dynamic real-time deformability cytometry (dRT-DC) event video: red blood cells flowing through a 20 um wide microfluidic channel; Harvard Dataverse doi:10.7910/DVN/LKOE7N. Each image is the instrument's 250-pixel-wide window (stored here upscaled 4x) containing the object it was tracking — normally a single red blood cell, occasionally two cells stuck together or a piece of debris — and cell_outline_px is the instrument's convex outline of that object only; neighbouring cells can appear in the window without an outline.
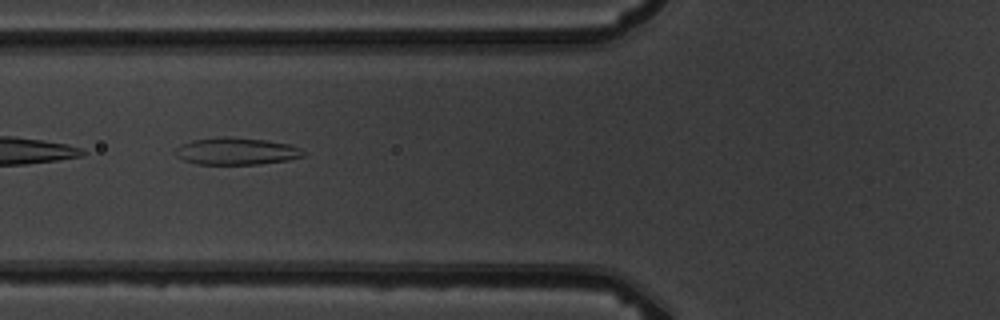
{"species": "common noctule bat (a hibernating species)", "species_latin": "Nyctalus noctula", "temperature_condition": "warm", "stored_images_in_passage": 16, "camera_frame_rate_fps": 3000, "um_per_image_px": 0.085, "animal": {"sex": "male", "body_mass_g": 19.5, "forearm_length_mm": 54.6}, "frame": {"image": 1, "passage_image": 7, "time_ms": 8.0, "image_size_px": [1000, 320], "cell_outline_px": [[308, 152], [304, 156], [288, 160], [260, 164], [196, 164], [184, 160], [176, 156], [172, 152], [180, 144], [192, 140], [220, 136], [228, 136], [264, 140], [288, 144], [300, 148]], "centroid_in_image_um": [20.07, 12.85], "position_along_channel_um": 105.7, "area_um2": 20.46}}
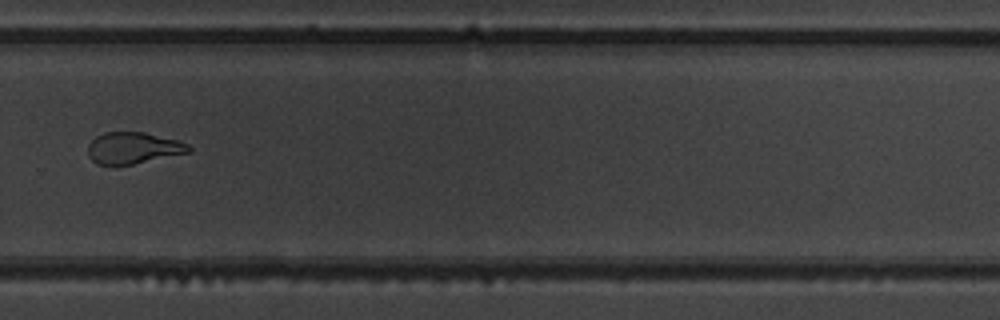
{"frame": {"image": 2, "passage_image": 12, "time_ms": 13.667, "image_size_px": [1000, 320], "cell_outline_px": [[192, 152], [132, 164], [96, 164], [88, 156], [88, 144], [96, 136], [104, 132], [144, 132], [180, 140], [188, 144], [192, 148]], "centroid_in_image_um": [11.35, 12.56], "position_along_channel_um": 318.4, "area_um2": 18.61}}
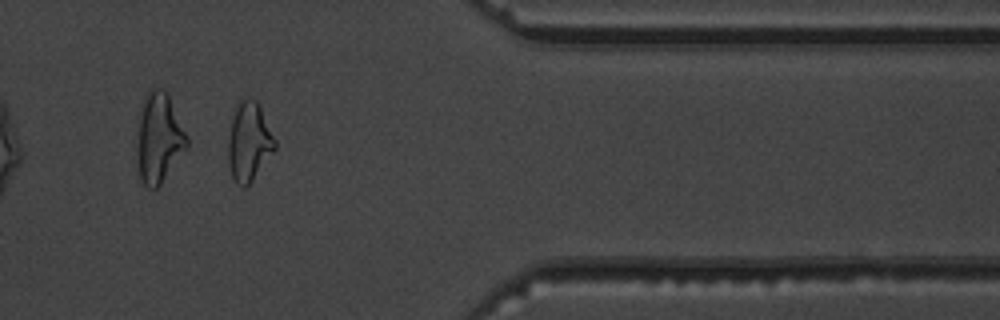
{"frame": {"image": 3, "passage_image": 14, "time_ms": 16.0, "image_size_px": [1000, 320], "cell_outline_px": [[276, 148], [252, 180], [244, 188], [236, 184], [232, 176], [228, 160], [228, 136], [232, 120], [236, 108], [240, 100], [248, 96], [256, 100], [276, 140]], "centroid_in_image_um": [21.16, 12.05], "position_along_channel_um": 390.2, "area_um2": 21.21}, "authors_computed_cell_mechanics": {"area_um2": 23.3512, "velocity_mm_per_s": 3.749, "shape_relaxation_time_tau1_ms": 6.1603, "shape_relaxation_time_tau2_ms": 2.3536, "deformation_change_tau1": 0.216, "deformation_change_tau2": 0.0957}}